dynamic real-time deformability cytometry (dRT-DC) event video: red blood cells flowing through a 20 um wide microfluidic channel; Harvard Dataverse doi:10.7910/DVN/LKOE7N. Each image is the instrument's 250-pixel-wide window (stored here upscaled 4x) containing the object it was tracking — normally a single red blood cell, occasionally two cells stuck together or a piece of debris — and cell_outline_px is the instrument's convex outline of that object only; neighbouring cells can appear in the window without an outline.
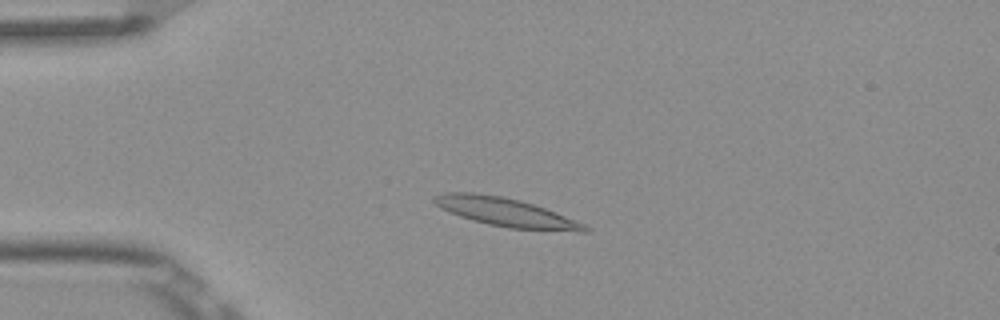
{"species": "Egyptian fruit bat (a non-hibernating species)", "species_latin": "Rousettus aegyptiacus", "temperature_condition": "room temperature", "stored_images_in_passage": 4, "camera_frame_rate_fps": 3000, "um_per_image_px": 0.085, "frame": {"image": 1, "passage_image": 4, "time_ms": 1.0, "image_size_px": [1000, 320], "cell_outline_px": [[592, 228], [588, 232], [580, 232], [508, 228], [488, 224], [472, 220], [460, 216], [440, 208], [432, 200], [432, 196], [444, 192], [472, 192], [504, 196], [520, 200], [544, 208], [576, 220]], "centroid_in_image_um": [42.99, 18.04], "position_along_channel_um": 42.0, "area_um2": 25.2}}